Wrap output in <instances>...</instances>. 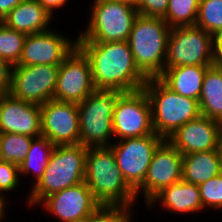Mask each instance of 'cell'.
Listing matches in <instances>:
<instances>
[{
	"instance_id": "obj_1",
	"label": "cell",
	"mask_w": 222,
	"mask_h": 222,
	"mask_svg": "<svg viewBox=\"0 0 222 222\" xmlns=\"http://www.w3.org/2000/svg\"><path fill=\"white\" fill-rule=\"evenodd\" d=\"M77 47L89 60L96 90L131 92L146 84L128 41L77 42Z\"/></svg>"
},
{
	"instance_id": "obj_2",
	"label": "cell",
	"mask_w": 222,
	"mask_h": 222,
	"mask_svg": "<svg viewBox=\"0 0 222 222\" xmlns=\"http://www.w3.org/2000/svg\"><path fill=\"white\" fill-rule=\"evenodd\" d=\"M84 182L104 206H136L135 190L124 179L109 147L87 148Z\"/></svg>"
},
{
	"instance_id": "obj_3",
	"label": "cell",
	"mask_w": 222,
	"mask_h": 222,
	"mask_svg": "<svg viewBox=\"0 0 222 222\" xmlns=\"http://www.w3.org/2000/svg\"><path fill=\"white\" fill-rule=\"evenodd\" d=\"M86 154L87 148L81 144L55 146L43 176L31 185L27 205L38 206L45 197L82 183Z\"/></svg>"
},
{
	"instance_id": "obj_4",
	"label": "cell",
	"mask_w": 222,
	"mask_h": 222,
	"mask_svg": "<svg viewBox=\"0 0 222 222\" xmlns=\"http://www.w3.org/2000/svg\"><path fill=\"white\" fill-rule=\"evenodd\" d=\"M143 89L151 105L154 132L164 139L201 115L198 100L172 91L159 78H149Z\"/></svg>"
},
{
	"instance_id": "obj_5",
	"label": "cell",
	"mask_w": 222,
	"mask_h": 222,
	"mask_svg": "<svg viewBox=\"0 0 222 222\" xmlns=\"http://www.w3.org/2000/svg\"><path fill=\"white\" fill-rule=\"evenodd\" d=\"M170 27L163 18L138 15L128 39L139 70L149 79L164 71Z\"/></svg>"
},
{
	"instance_id": "obj_6",
	"label": "cell",
	"mask_w": 222,
	"mask_h": 222,
	"mask_svg": "<svg viewBox=\"0 0 222 222\" xmlns=\"http://www.w3.org/2000/svg\"><path fill=\"white\" fill-rule=\"evenodd\" d=\"M86 30L77 42L128 41L133 23L139 15L135 6L120 0H93Z\"/></svg>"
},
{
	"instance_id": "obj_7",
	"label": "cell",
	"mask_w": 222,
	"mask_h": 222,
	"mask_svg": "<svg viewBox=\"0 0 222 222\" xmlns=\"http://www.w3.org/2000/svg\"><path fill=\"white\" fill-rule=\"evenodd\" d=\"M122 92L95 90L78 103L80 144L86 148L109 147L114 139L112 118Z\"/></svg>"
},
{
	"instance_id": "obj_8",
	"label": "cell",
	"mask_w": 222,
	"mask_h": 222,
	"mask_svg": "<svg viewBox=\"0 0 222 222\" xmlns=\"http://www.w3.org/2000/svg\"><path fill=\"white\" fill-rule=\"evenodd\" d=\"M215 64V37L197 26L169 31L164 70L177 66Z\"/></svg>"
},
{
	"instance_id": "obj_9",
	"label": "cell",
	"mask_w": 222,
	"mask_h": 222,
	"mask_svg": "<svg viewBox=\"0 0 222 222\" xmlns=\"http://www.w3.org/2000/svg\"><path fill=\"white\" fill-rule=\"evenodd\" d=\"M112 126L114 140L156 134L151 105L143 88L119 95L114 106Z\"/></svg>"
},
{
	"instance_id": "obj_10",
	"label": "cell",
	"mask_w": 222,
	"mask_h": 222,
	"mask_svg": "<svg viewBox=\"0 0 222 222\" xmlns=\"http://www.w3.org/2000/svg\"><path fill=\"white\" fill-rule=\"evenodd\" d=\"M164 140L157 134L113 140L110 148L117 166L134 190L144 182L153 154Z\"/></svg>"
},
{
	"instance_id": "obj_11",
	"label": "cell",
	"mask_w": 222,
	"mask_h": 222,
	"mask_svg": "<svg viewBox=\"0 0 222 222\" xmlns=\"http://www.w3.org/2000/svg\"><path fill=\"white\" fill-rule=\"evenodd\" d=\"M58 70L59 66L47 64L14 65L9 94L16 99L41 106L53 100Z\"/></svg>"
},
{
	"instance_id": "obj_12",
	"label": "cell",
	"mask_w": 222,
	"mask_h": 222,
	"mask_svg": "<svg viewBox=\"0 0 222 222\" xmlns=\"http://www.w3.org/2000/svg\"><path fill=\"white\" fill-rule=\"evenodd\" d=\"M183 155L165 139L155 150L144 182L135 190L142 193L145 204L163 189L182 180Z\"/></svg>"
},
{
	"instance_id": "obj_13",
	"label": "cell",
	"mask_w": 222,
	"mask_h": 222,
	"mask_svg": "<svg viewBox=\"0 0 222 222\" xmlns=\"http://www.w3.org/2000/svg\"><path fill=\"white\" fill-rule=\"evenodd\" d=\"M95 90L89 60L76 46L59 65L53 100L78 104Z\"/></svg>"
},
{
	"instance_id": "obj_14",
	"label": "cell",
	"mask_w": 222,
	"mask_h": 222,
	"mask_svg": "<svg viewBox=\"0 0 222 222\" xmlns=\"http://www.w3.org/2000/svg\"><path fill=\"white\" fill-rule=\"evenodd\" d=\"M40 110L42 136L55 146L80 144L77 103L49 100Z\"/></svg>"
},
{
	"instance_id": "obj_15",
	"label": "cell",
	"mask_w": 222,
	"mask_h": 222,
	"mask_svg": "<svg viewBox=\"0 0 222 222\" xmlns=\"http://www.w3.org/2000/svg\"><path fill=\"white\" fill-rule=\"evenodd\" d=\"M77 46L76 39L70 40L56 29L27 35L22 55L17 65H54L59 66Z\"/></svg>"
},
{
	"instance_id": "obj_16",
	"label": "cell",
	"mask_w": 222,
	"mask_h": 222,
	"mask_svg": "<svg viewBox=\"0 0 222 222\" xmlns=\"http://www.w3.org/2000/svg\"><path fill=\"white\" fill-rule=\"evenodd\" d=\"M40 204L60 222L87 219L101 206L84 181L45 197Z\"/></svg>"
},
{
	"instance_id": "obj_17",
	"label": "cell",
	"mask_w": 222,
	"mask_h": 222,
	"mask_svg": "<svg viewBox=\"0 0 222 222\" xmlns=\"http://www.w3.org/2000/svg\"><path fill=\"white\" fill-rule=\"evenodd\" d=\"M41 110L10 94L0 95V133L38 137L41 135Z\"/></svg>"
},
{
	"instance_id": "obj_18",
	"label": "cell",
	"mask_w": 222,
	"mask_h": 222,
	"mask_svg": "<svg viewBox=\"0 0 222 222\" xmlns=\"http://www.w3.org/2000/svg\"><path fill=\"white\" fill-rule=\"evenodd\" d=\"M222 124L200 115L178 128L167 140L182 154L217 149Z\"/></svg>"
},
{
	"instance_id": "obj_19",
	"label": "cell",
	"mask_w": 222,
	"mask_h": 222,
	"mask_svg": "<svg viewBox=\"0 0 222 222\" xmlns=\"http://www.w3.org/2000/svg\"><path fill=\"white\" fill-rule=\"evenodd\" d=\"M158 203L166 211L169 210L171 213L174 212L177 214H193L194 212H202L201 210H203L198 185L183 180L163 189L146 207L151 209Z\"/></svg>"
},
{
	"instance_id": "obj_20",
	"label": "cell",
	"mask_w": 222,
	"mask_h": 222,
	"mask_svg": "<svg viewBox=\"0 0 222 222\" xmlns=\"http://www.w3.org/2000/svg\"><path fill=\"white\" fill-rule=\"evenodd\" d=\"M53 16L36 0H23L1 22L18 32L30 35L51 29Z\"/></svg>"
},
{
	"instance_id": "obj_21",
	"label": "cell",
	"mask_w": 222,
	"mask_h": 222,
	"mask_svg": "<svg viewBox=\"0 0 222 222\" xmlns=\"http://www.w3.org/2000/svg\"><path fill=\"white\" fill-rule=\"evenodd\" d=\"M208 67L186 65L167 68L158 78L172 91L199 101L203 78Z\"/></svg>"
},
{
	"instance_id": "obj_22",
	"label": "cell",
	"mask_w": 222,
	"mask_h": 222,
	"mask_svg": "<svg viewBox=\"0 0 222 222\" xmlns=\"http://www.w3.org/2000/svg\"><path fill=\"white\" fill-rule=\"evenodd\" d=\"M182 180L199 185L222 172L217 149L183 155Z\"/></svg>"
},
{
	"instance_id": "obj_23",
	"label": "cell",
	"mask_w": 222,
	"mask_h": 222,
	"mask_svg": "<svg viewBox=\"0 0 222 222\" xmlns=\"http://www.w3.org/2000/svg\"><path fill=\"white\" fill-rule=\"evenodd\" d=\"M199 106L201 115L222 124V72L216 64L204 75Z\"/></svg>"
},
{
	"instance_id": "obj_24",
	"label": "cell",
	"mask_w": 222,
	"mask_h": 222,
	"mask_svg": "<svg viewBox=\"0 0 222 222\" xmlns=\"http://www.w3.org/2000/svg\"><path fill=\"white\" fill-rule=\"evenodd\" d=\"M55 145L45 136L34 137L31 147L24 161L19 166L20 176L31 175L35 178L36 184L43 176L48 165L49 157Z\"/></svg>"
},
{
	"instance_id": "obj_25",
	"label": "cell",
	"mask_w": 222,
	"mask_h": 222,
	"mask_svg": "<svg viewBox=\"0 0 222 222\" xmlns=\"http://www.w3.org/2000/svg\"><path fill=\"white\" fill-rule=\"evenodd\" d=\"M33 137L14 133H0V160L18 166L28 154Z\"/></svg>"
},
{
	"instance_id": "obj_26",
	"label": "cell",
	"mask_w": 222,
	"mask_h": 222,
	"mask_svg": "<svg viewBox=\"0 0 222 222\" xmlns=\"http://www.w3.org/2000/svg\"><path fill=\"white\" fill-rule=\"evenodd\" d=\"M200 0H169L166 16L163 18L170 28L195 26Z\"/></svg>"
},
{
	"instance_id": "obj_27",
	"label": "cell",
	"mask_w": 222,
	"mask_h": 222,
	"mask_svg": "<svg viewBox=\"0 0 222 222\" xmlns=\"http://www.w3.org/2000/svg\"><path fill=\"white\" fill-rule=\"evenodd\" d=\"M195 26L214 37L222 34V0H200Z\"/></svg>"
},
{
	"instance_id": "obj_28",
	"label": "cell",
	"mask_w": 222,
	"mask_h": 222,
	"mask_svg": "<svg viewBox=\"0 0 222 222\" xmlns=\"http://www.w3.org/2000/svg\"><path fill=\"white\" fill-rule=\"evenodd\" d=\"M26 36L0 21V58L11 66L17 65L22 55Z\"/></svg>"
},
{
	"instance_id": "obj_29",
	"label": "cell",
	"mask_w": 222,
	"mask_h": 222,
	"mask_svg": "<svg viewBox=\"0 0 222 222\" xmlns=\"http://www.w3.org/2000/svg\"><path fill=\"white\" fill-rule=\"evenodd\" d=\"M203 209L222 210V172L198 185Z\"/></svg>"
},
{
	"instance_id": "obj_30",
	"label": "cell",
	"mask_w": 222,
	"mask_h": 222,
	"mask_svg": "<svg viewBox=\"0 0 222 222\" xmlns=\"http://www.w3.org/2000/svg\"><path fill=\"white\" fill-rule=\"evenodd\" d=\"M132 208L127 206L101 205L87 218V222H131L134 215V209Z\"/></svg>"
},
{
	"instance_id": "obj_31",
	"label": "cell",
	"mask_w": 222,
	"mask_h": 222,
	"mask_svg": "<svg viewBox=\"0 0 222 222\" xmlns=\"http://www.w3.org/2000/svg\"><path fill=\"white\" fill-rule=\"evenodd\" d=\"M20 170L19 166L11 162L0 160V195L7 197V193L20 186Z\"/></svg>"
},
{
	"instance_id": "obj_32",
	"label": "cell",
	"mask_w": 222,
	"mask_h": 222,
	"mask_svg": "<svg viewBox=\"0 0 222 222\" xmlns=\"http://www.w3.org/2000/svg\"><path fill=\"white\" fill-rule=\"evenodd\" d=\"M168 5L169 0H139L135 7L142 16L164 18Z\"/></svg>"
},
{
	"instance_id": "obj_33",
	"label": "cell",
	"mask_w": 222,
	"mask_h": 222,
	"mask_svg": "<svg viewBox=\"0 0 222 222\" xmlns=\"http://www.w3.org/2000/svg\"><path fill=\"white\" fill-rule=\"evenodd\" d=\"M12 66L0 58V95L9 94Z\"/></svg>"
},
{
	"instance_id": "obj_34",
	"label": "cell",
	"mask_w": 222,
	"mask_h": 222,
	"mask_svg": "<svg viewBox=\"0 0 222 222\" xmlns=\"http://www.w3.org/2000/svg\"><path fill=\"white\" fill-rule=\"evenodd\" d=\"M43 8H45L52 16L55 17V10L60 9L67 4L68 0H36ZM55 13V14H54Z\"/></svg>"
},
{
	"instance_id": "obj_35",
	"label": "cell",
	"mask_w": 222,
	"mask_h": 222,
	"mask_svg": "<svg viewBox=\"0 0 222 222\" xmlns=\"http://www.w3.org/2000/svg\"><path fill=\"white\" fill-rule=\"evenodd\" d=\"M23 0H0V21Z\"/></svg>"
},
{
	"instance_id": "obj_36",
	"label": "cell",
	"mask_w": 222,
	"mask_h": 222,
	"mask_svg": "<svg viewBox=\"0 0 222 222\" xmlns=\"http://www.w3.org/2000/svg\"><path fill=\"white\" fill-rule=\"evenodd\" d=\"M215 63H222V34L215 37Z\"/></svg>"
},
{
	"instance_id": "obj_37",
	"label": "cell",
	"mask_w": 222,
	"mask_h": 222,
	"mask_svg": "<svg viewBox=\"0 0 222 222\" xmlns=\"http://www.w3.org/2000/svg\"><path fill=\"white\" fill-rule=\"evenodd\" d=\"M8 202H7V199H6V197H4V196H2V195H0V222H2L3 221V219H5L4 217H6L5 215H6V209H7V204Z\"/></svg>"
},
{
	"instance_id": "obj_38",
	"label": "cell",
	"mask_w": 222,
	"mask_h": 222,
	"mask_svg": "<svg viewBox=\"0 0 222 222\" xmlns=\"http://www.w3.org/2000/svg\"><path fill=\"white\" fill-rule=\"evenodd\" d=\"M217 152L220 159V163L222 166V126L219 132L218 140H217Z\"/></svg>"
},
{
	"instance_id": "obj_39",
	"label": "cell",
	"mask_w": 222,
	"mask_h": 222,
	"mask_svg": "<svg viewBox=\"0 0 222 222\" xmlns=\"http://www.w3.org/2000/svg\"><path fill=\"white\" fill-rule=\"evenodd\" d=\"M120 1L129 3V4L133 5V6H136L138 4L139 0H120Z\"/></svg>"
},
{
	"instance_id": "obj_40",
	"label": "cell",
	"mask_w": 222,
	"mask_h": 222,
	"mask_svg": "<svg viewBox=\"0 0 222 222\" xmlns=\"http://www.w3.org/2000/svg\"><path fill=\"white\" fill-rule=\"evenodd\" d=\"M73 222H87V219H80V220H75Z\"/></svg>"
},
{
	"instance_id": "obj_41",
	"label": "cell",
	"mask_w": 222,
	"mask_h": 222,
	"mask_svg": "<svg viewBox=\"0 0 222 222\" xmlns=\"http://www.w3.org/2000/svg\"><path fill=\"white\" fill-rule=\"evenodd\" d=\"M215 64L220 68V70L222 72V63H215Z\"/></svg>"
}]
</instances>
